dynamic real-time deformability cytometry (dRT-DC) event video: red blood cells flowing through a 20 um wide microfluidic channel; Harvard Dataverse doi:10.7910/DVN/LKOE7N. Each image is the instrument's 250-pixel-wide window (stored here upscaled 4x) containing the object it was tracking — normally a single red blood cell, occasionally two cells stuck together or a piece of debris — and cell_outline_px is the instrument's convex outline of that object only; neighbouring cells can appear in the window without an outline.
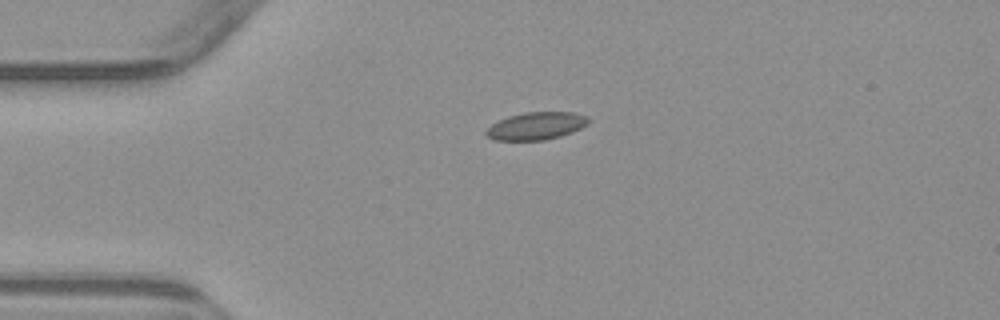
{"species": "common noctule bat (a hibernating species)", "species_latin": "Nyctalus noctula", "temperature_condition": "warm", "stored_images_in_passage": 5, "camera_frame_rate_fps": 3000, "um_per_image_px": 0.085, "animal": {"sex": "male", "body_mass_g": 23.1, "forearm_length_mm": 52.7}, "frame": {"image": 1, "passage_image": 1, "time_ms": 0.0, "image_size_px": [1000, 320], "cell_outline_px": [[588, 124], [572, 132], [560, 136], [544, 140], [496, 140], [488, 136], [484, 132], [492, 124], [508, 116], [524, 112], [572, 112], [588, 116]], "centroid_in_image_um": [45.59, 10.7], "position_along_channel_um": 39.4, "area_um2": 16.3}}
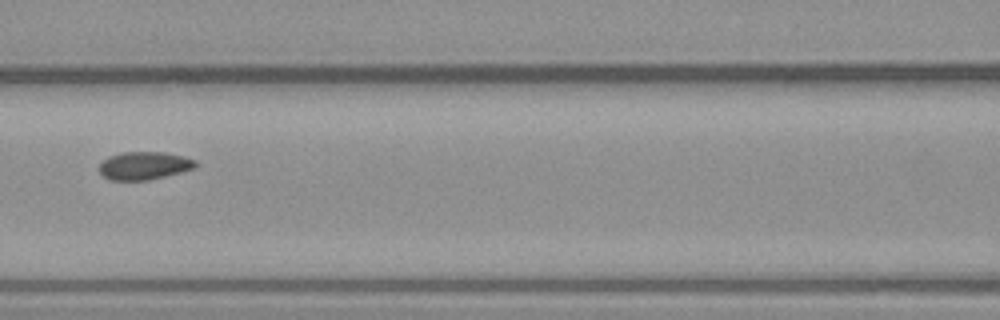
{"frame": {"image": 2, "passage_image": 4, "time_ms": 3.667, "image_size_px": [1000, 320], "cell_outline_px": [[200, 164], [196, 168], [148, 180], [108, 180], [96, 168], [108, 156], [124, 152], [164, 152], [184, 156], [196, 160]], "centroid_in_image_um": [12.27, 14.07], "position_along_channel_um": 154.3, "area_um2": 15.84}}
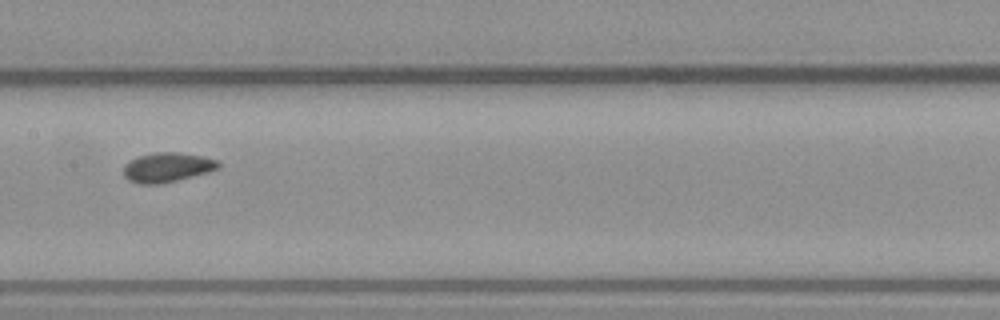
{"frame": {"image": 3, "passage_image": 5, "time_ms": 4.667, "image_size_px": [1000, 320], "cell_outline_px": [[220, 168], [208, 172], [160, 184], [140, 184], [128, 180], [124, 176], [124, 164], [140, 156], [156, 152], [180, 152], [204, 156], [216, 160], [220, 164]], "centroid_in_image_um": [14.23, 14.22], "position_along_channel_um": 193.2, "area_um2": 16.24}}